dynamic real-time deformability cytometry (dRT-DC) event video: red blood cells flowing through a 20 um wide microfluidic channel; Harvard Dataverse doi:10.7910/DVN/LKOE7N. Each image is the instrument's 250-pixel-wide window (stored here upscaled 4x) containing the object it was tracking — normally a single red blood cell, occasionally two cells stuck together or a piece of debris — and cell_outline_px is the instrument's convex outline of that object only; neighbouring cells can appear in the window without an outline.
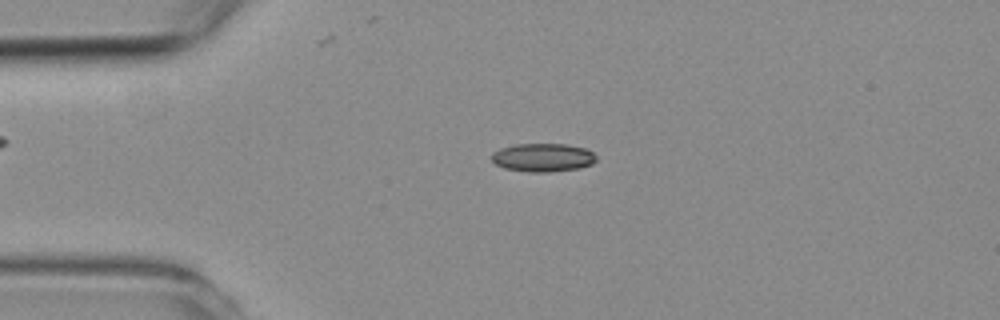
{"species": "common noctule bat (a hibernating species)", "species_latin": "Nyctalus noctula", "temperature_condition": "room temperature", "stored_images_in_passage": 5, "camera_frame_rate_fps": 3000, "um_per_image_px": 0.085, "animal": {"sex": "female", "body_mass_g": 19.3, "forearm_length_mm": 54.1}, "frame": {"image": 1, "passage_image": 3, "time_ms": 2.333, "image_size_px": [1000, 320], "cell_outline_px": [[596, 160], [592, 164], [580, 168], [548, 172], [528, 172], [504, 168], [496, 164], [492, 160], [492, 152], [500, 148], [516, 144], [568, 144], [584, 148], [592, 152], [596, 156]], "centroid_in_image_um": [46.14, 13.39], "position_along_channel_um": 38.9, "area_um2": 17.34}}
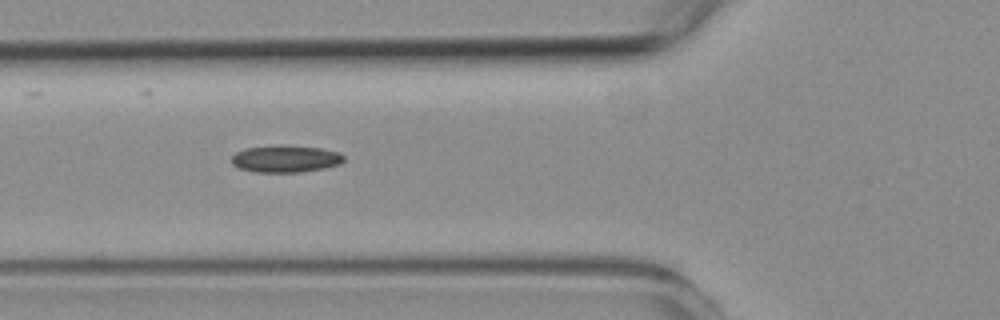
{"frame": {"image": 2, "passage_image": 5, "time_ms": 4.667, "image_size_px": [1000, 320], "cell_outline_px": [[344, 160], [340, 164], [324, 168], [300, 172], [256, 172], [240, 168], [232, 164], [232, 156], [236, 152], [244, 148], [272, 144], [284, 144], [320, 148], [340, 152], [344, 156]], "centroid_in_image_um": [24.27, 13.47], "position_along_channel_um": 101.5, "area_um2": 18.03}}